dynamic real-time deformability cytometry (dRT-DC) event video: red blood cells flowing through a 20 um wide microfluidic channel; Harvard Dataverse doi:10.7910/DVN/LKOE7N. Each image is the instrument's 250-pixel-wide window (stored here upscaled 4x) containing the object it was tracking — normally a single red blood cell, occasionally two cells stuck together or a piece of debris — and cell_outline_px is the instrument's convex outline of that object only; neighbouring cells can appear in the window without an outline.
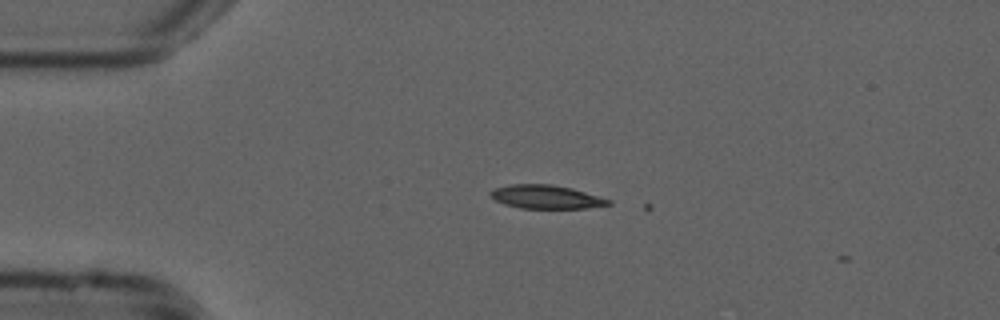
{"species": "common noctule bat (a hibernating species)", "species_latin": "Nyctalus noctula", "temperature_condition": "cold", "stored_images_in_passage": 3, "camera_frame_rate_fps": 3000, "um_per_image_px": 0.085, "animal": {"sex": "male", "forearm_length_mm": 52.5}, "frame": {"image": 1, "passage_image": 2, "time_ms": 0.333, "image_size_px": [1000, 320], "cell_outline_px": [[612, 204], [588, 208], [520, 208], [504, 204], [496, 200], [488, 192], [496, 188], [508, 184], [552, 184], [572, 188], [612, 200]], "centroid_in_image_um": [46.44, 16.73], "position_along_channel_um": 38.6, "area_um2": 16.18}}